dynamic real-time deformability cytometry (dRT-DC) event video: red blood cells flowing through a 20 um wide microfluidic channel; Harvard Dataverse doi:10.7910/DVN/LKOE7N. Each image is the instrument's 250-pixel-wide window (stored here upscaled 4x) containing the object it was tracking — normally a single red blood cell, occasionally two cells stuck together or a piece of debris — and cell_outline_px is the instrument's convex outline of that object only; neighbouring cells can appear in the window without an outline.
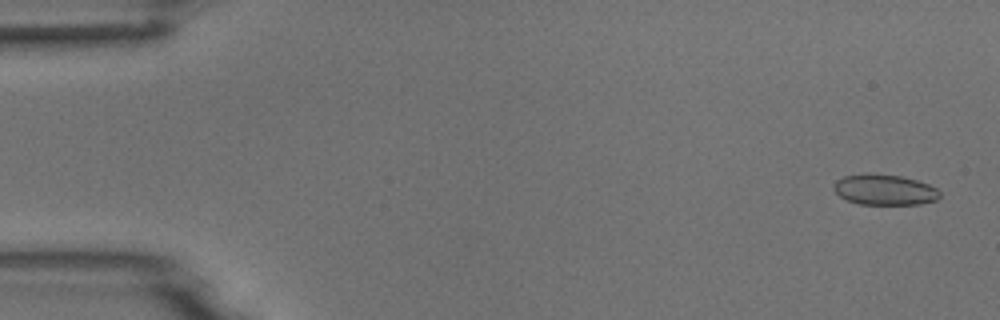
{"species": "common noctule bat (a hibernating species)", "species_latin": "Nyctalus noctula", "temperature_condition": "room temperature", "stored_images_in_passage": 5, "camera_frame_rate_fps": 3000, "um_per_image_px": 0.085, "animal": {"sex": "male", "body_mass_g": 18.8}, "frame": {"image": 1, "passage_image": 1, "time_ms": 0.0, "image_size_px": [1000, 320], "cell_outline_px": [[940, 196], [936, 200], [920, 204], [860, 204], [848, 200], [840, 196], [832, 188], [836, 180], [844, 176], [900, 176], [916, 180], [928, 184], [936, 188], [940, 192]], "centroid_in_image_um": [75.22, 16.17], "position_along_channel_um": 9.8, "area_um2": 18.15}}
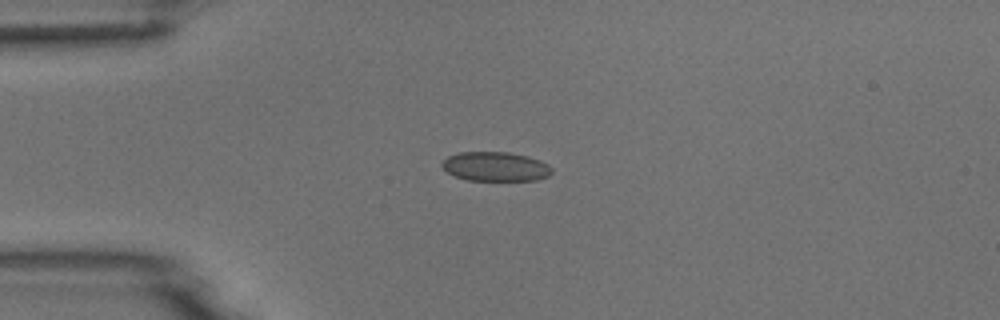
{"frame": {"image": 2, "passage_image": 4, "time_ms": 3.667, "image_size_px": [1000, 320], "cell_outline_px": [[552, 172], [548, 176], [536, 180], [468, 180], [456, 176], [448, 172], [440, 164], [448, 156], [460, 152], [508, 152], [528, 156], [540, 160], [548, 164], [552, 168]], "centroid_in_image_um": [42.14, 14.15], "position_along_channel_um": 42.9, "area_um2": 18.67}}